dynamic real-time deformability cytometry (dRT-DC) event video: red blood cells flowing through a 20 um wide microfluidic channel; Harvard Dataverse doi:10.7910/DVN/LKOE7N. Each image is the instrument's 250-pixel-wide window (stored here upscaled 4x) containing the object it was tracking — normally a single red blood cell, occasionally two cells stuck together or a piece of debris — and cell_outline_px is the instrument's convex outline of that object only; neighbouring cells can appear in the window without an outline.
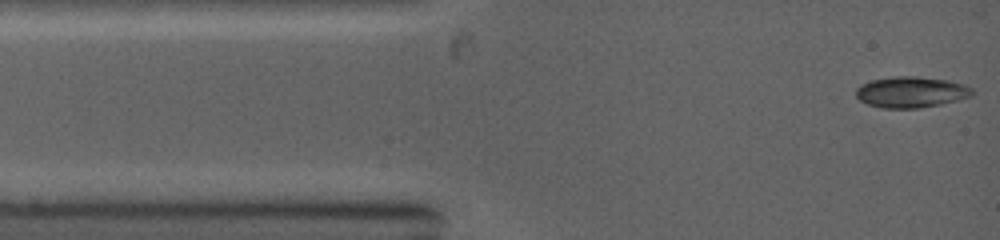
{"species": "common noctule bat (a hibernating species)", "species_latin": "Nyctalus noctula", "temperature_condition": "warm", "stored_images_in_passage": 75, "camera_frame_rate_fps": 5000, "um_per_image_px": 0.085, "animal": {"sex": "female", "body_mass_g": 19.0, "forearm_length_mm": 53.3}, "frame": {"image": 1, "passage_image": 1, "time_ms": 0.0, "image_size_px": [1000, 240], "cell_outline_px": [[972, 96], [940, 104], [920, 108], [880, 108], [868, 104], [860, 100], [856, 96], [856, 88], [860, 84], [872, 80], [892, 76], [916, 76], [948, 80], [964, 84], [972, 88]], "centroid_in_image_um": [77.42, 7.82], "position_along_channel_um": 7.6, "area_um2": 21.04}}
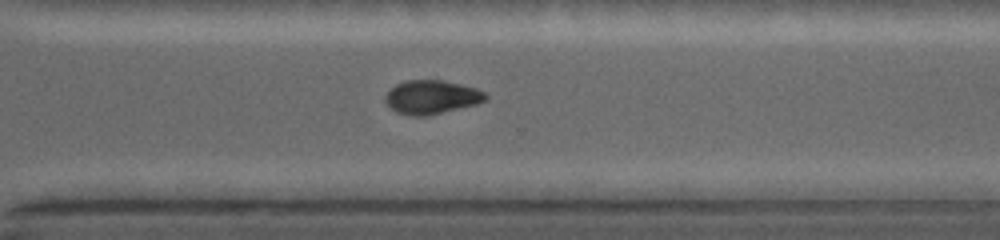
{"frame": {"image": 2, "passage_image": 44, "time_ms": 8.4, "image_size_px": [1000, 240], "cell_outline_px": [[488, 100], [476, 104], [424, 116], [412, 116], [396, 112], [384, 100], [384, 96], [396, 84], [404, 80], [444, 80], [476, 88], [484, 92], [488, 96]], "centroid_in_image_um": [36.69, 8.24], "position_along_channel_um": 333.9, "area_um2": 19.59}}
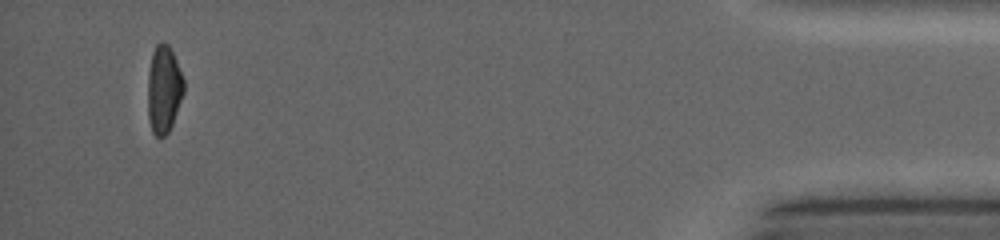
{"frame": {"image": 3, "passage_image": 67, "time_ms": 12.4, "image_size_px": [1000, 240], "cell_outline_px": [[184, 92], [172, 124], [168, 132], [164, 136], [156, 136], [152, 132], [148, 120], [148, 72], [152, 52], [156, 44], [160, 40], [164, 40], [168, 44], [176, 60], [184, 80]], "centroid_in_image_um": [13.91, 7.56], "position_along_channel_um": 421.3, "area_um2": 18.5}}